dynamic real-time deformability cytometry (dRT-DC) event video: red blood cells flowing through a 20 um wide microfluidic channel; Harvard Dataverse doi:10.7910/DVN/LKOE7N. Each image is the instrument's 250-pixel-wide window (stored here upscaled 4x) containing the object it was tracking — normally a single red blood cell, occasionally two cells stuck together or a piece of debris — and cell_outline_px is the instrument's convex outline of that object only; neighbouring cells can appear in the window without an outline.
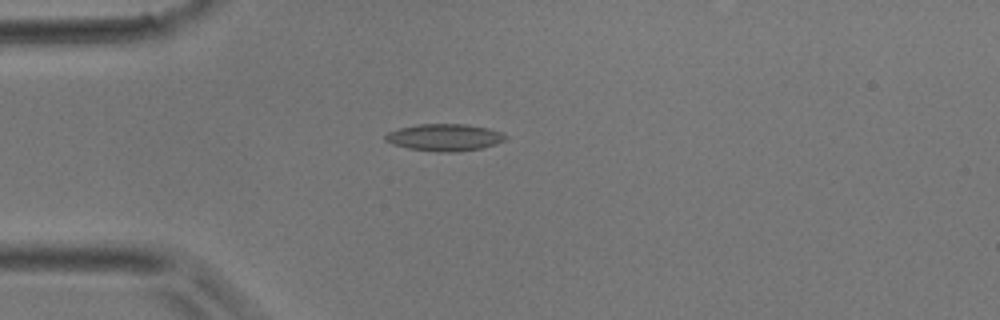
{"species": "common noctule bat (a hibernating species)", "species_latin": "Nyctalus noctula", "temperature_condition": "room temperature", "stored_images_in_passage": 4, "camera_frame_rate_fps": 3000, "um_per_image_px": 0.085, "animal": {"sex": "male", "body_mass_g": 17.9}, "frame": {"image": 1, "passage_image": 4, "time_ms": 1.0, "image_size_px": [1000, 320], "cell_outline_px": [[508, 136], [504, 140], [496, 144], [480, 148], [456, 152], [440, 152], [408, 148], [392, 144], [384, 140], [384, 136], [388, 132], [400, 128], [420, 124], [464, 124], [488, 128], [500, 132]], "centroid_in_image_um": [37.77, 11.68], "position_along_channel_um": 47.2, "area_um2": 18.79}}